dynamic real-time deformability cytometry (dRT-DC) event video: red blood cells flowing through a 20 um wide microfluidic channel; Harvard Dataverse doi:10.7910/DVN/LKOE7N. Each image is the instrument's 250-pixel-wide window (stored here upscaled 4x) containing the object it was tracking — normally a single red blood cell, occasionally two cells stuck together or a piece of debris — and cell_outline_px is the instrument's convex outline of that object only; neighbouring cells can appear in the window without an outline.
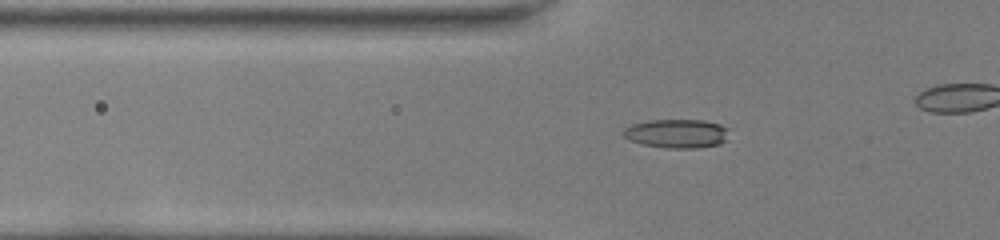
{"species": "common noctule bat (a hibernating species)", "species_latin": "Nyctalus noctula", "temperature_condition": "room temperature", "stored_images_in_passage": 41, "camera_frame_rate_fps": 3000, "um_per_image_px": 0.085, "animal": {"sex": "female", "body_mass_g": 22.0, "forearm_length_mm": 56.7}, "frame": {"image": 1, "passage_image": 14, "time_ms": 4.333, "image_size_px": [1000, 240], "cell_outline_px": [[728, 128], [724, 140], [720, 144], [696, 148], [668, 148], [640, 144], [628, 140], [620, 132], [624, 128], [632, 124], [648, 120], [704, 120], [720, 124]], "centroid_in_image_um": [57.46, 11.35], "position_along_channel_um": 68.3, "area_um2": 17.86}}
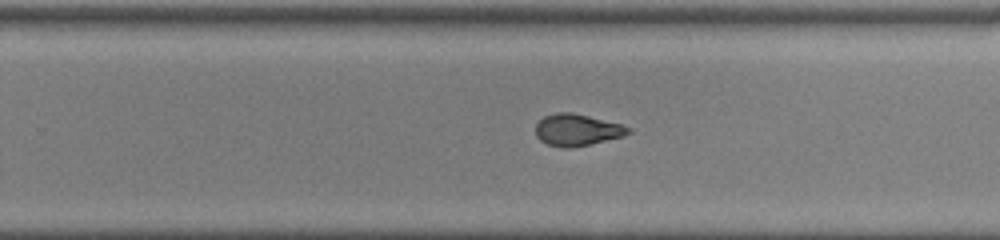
{"frame": {"image": 2, "passage_image": 30, "time_ms": 9.667, "image_size_px": [1000, 240], "cell_outline_px": [[632, 132], [624, 136], [572, 148], [564, 148], [548, 144], [540, 140], [536, 136], [536, 124], [544, 116], [556, 112], [572, 112], [620, 124], [632, 128]], "centroid_in_image_um": [49.05, 11.04], "position_along_channel_um": 280.7, "area_um2": 17.11}}
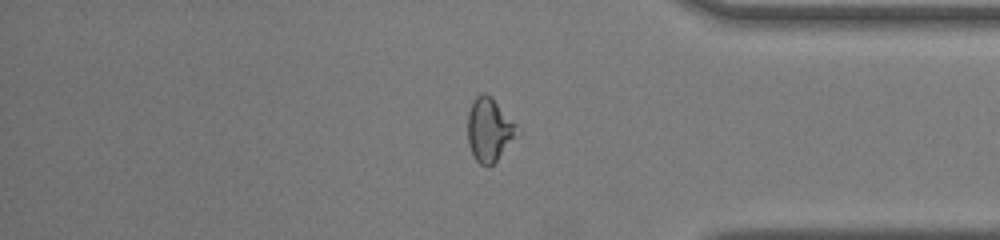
{"frame": {"image": 3, "passage_image": 39, "time_ms": 12.667, "image_size_px": [1000, 240], "cell_outline_px": [[520, 132], [496, 160], [488, 168], [480, 164], [476, 160], [468, 144], [468, 112], [472, 100], [480, 92], [484, 92], [492, 96], [516, 124]], "centroid_in_image_um": [41.58, 10.99], "position_along_channel_um": 393.6, "area_um2": 18.38}}